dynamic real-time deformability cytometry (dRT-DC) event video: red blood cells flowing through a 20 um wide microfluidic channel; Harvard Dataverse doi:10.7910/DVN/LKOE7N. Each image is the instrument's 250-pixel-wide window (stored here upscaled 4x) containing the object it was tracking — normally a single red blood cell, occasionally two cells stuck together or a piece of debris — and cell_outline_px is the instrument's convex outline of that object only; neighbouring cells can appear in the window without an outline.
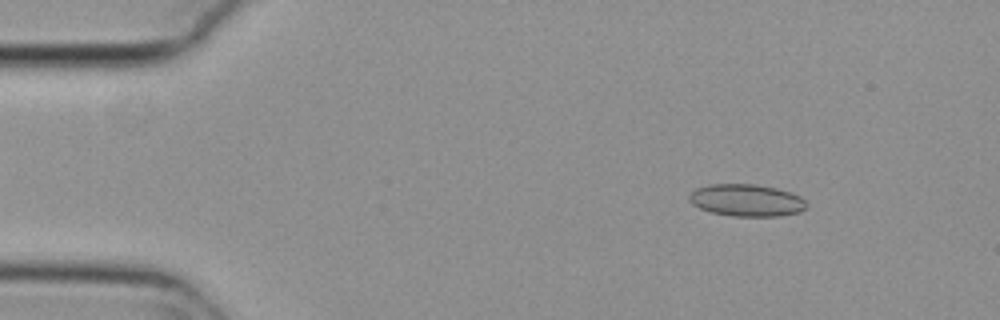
{"species": "common noctule bat (a hibernating species)", "species_latin": "Nyctalus noctula", "temperature_condition": "cold", "stored_images_in_passage": 53, "camera_frame_rate_fps": 3000, "um_per_image_px": 0.085, "animal": {"sex": "female", "body_mass_g": 29.2, "forearm_length_mm": 56.3}, "frame": {"image": 1, "passage_image": 6, "time_ms": 1.667, "image_size_px": [1000, 320], "cell_outline_px": [[808, 204], [800, 212], [780, 216], [732, 216], [712, 212], [700, 208], [692, 204], [688, 200], [688, 196], [696, 188], [708, 184], [756, 184], [776, 188], [792, 192], [800, 196]], "centroid_in_image_um": [63.46, 17.02], "position_along_channel_um": 21.5, "area_um2": 22.08}}
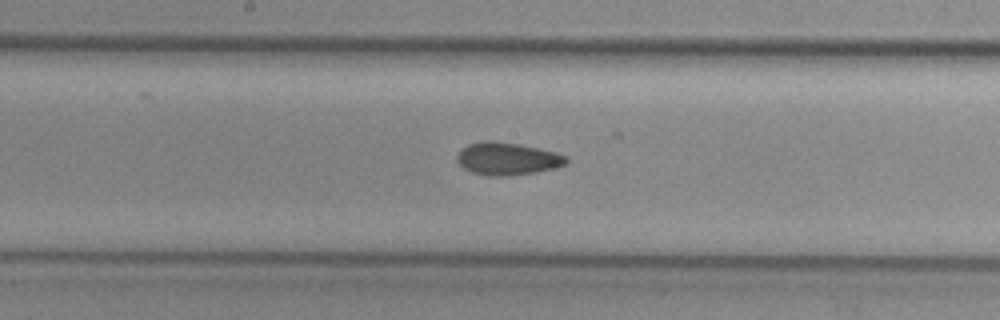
{"frame": {"image": 2, "passage_image": 27, "time_ms": 8.667, "image_size_px": [1000, 320], "cell_outline_px": [[568, 160], [564, 164], [552, 168], [536, 172], [504, 176], [488, 176], [472, 172], [464, 168], [456, 160], [456, 156], [468, 144], [484, 140], [492, 140], [516, 144], [556, 152], [568, 156]], "centroid_in_image_um": [43.1, 13.49], "position_along_channel_um": 205.1, "area_um2": 20.46}}
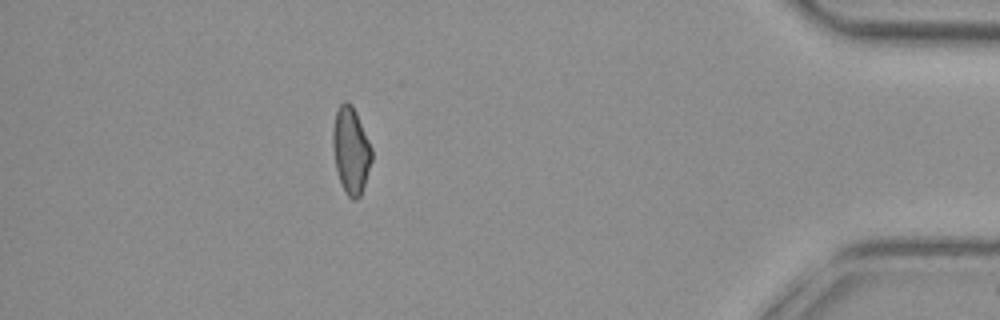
{"frame": {"image": 3, "passage_image": 47, "time_ms": 15.333, "image_size_px": [1000, 320], "cell_outline_px": [[372, 160], [360, 196], [356, 200], [352, 200], [344, 192], [336, 168], [332, 148], [332, 128], [336, 112], [340, 104], [344, 100], [348, 100], [352, 104], [356, 112], [372, 148]], "centroid_in_image_um": [29.81, 12.76], "position_along_channel_um": 405.4, "area_um2": 19.71}, "authors_computed_cell_mechanics": {"area_um2": 20.1722, "velocity_mm_per_s": 3.7791, "shape_relaxation_time_tau1_ms": null, "shape_relaxation_time_tau2_ms": 3.7656, "deformation_change_tau1": null, "deformation_change_tau2": 0.104}}